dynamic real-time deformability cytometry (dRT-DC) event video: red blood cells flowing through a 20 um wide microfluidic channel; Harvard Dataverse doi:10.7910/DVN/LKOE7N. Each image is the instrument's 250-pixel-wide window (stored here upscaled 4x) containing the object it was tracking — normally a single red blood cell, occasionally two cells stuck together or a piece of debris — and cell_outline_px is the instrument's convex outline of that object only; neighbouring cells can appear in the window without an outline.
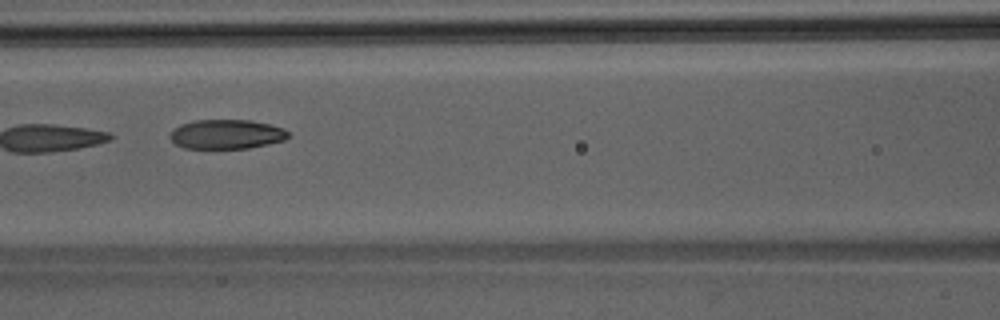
{"species": "Egyptian fruit bat (a non-hibernating species)", "species_latin": "Rousettus aegyptiacus", "temperature_condition": "room temperature", "stored_images_in_passage": 8, "camera_frame_rate_fps": 3000, "um_per_image_px": 0.085, "animal": {"sex": "male"}, "frame": {"image": 1, "passage_image": 7, "time_ms": 2.0, "image_size_px": [1000, 320], "cell_outline_px": [[292, 136], [284, 140], [268, 144], [248, 148], [184, 148], [176, 144], [168, 136], [172, 128], [180, 124], [196, 120], [248, 120], [268, 124], [284, 128]], "centroid_in_image_um": [19.24, 11.41], "position_along_channel_um": 147.4, "area_um2": 20.35}}
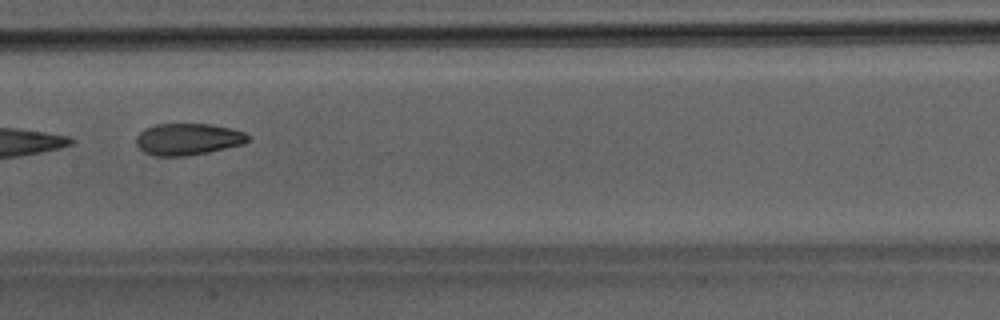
{"frame": {"image": 2, "passage_image": 8, "time_ms": 2.333, "image_size_px": [1000, 320], "cell_outline_px": [[252, 140], [244, 144], [208, 152], [188, 156], [152, 156], [144, 152], [136, 144], [136, 136], [144, 128], [156, 124], [212, 124], [232, 128], [244, 132]], "centroid_in_image_um": [15.98, 11.83], "position_along_channel_um": 191.4, "area_um2": 20.92}}